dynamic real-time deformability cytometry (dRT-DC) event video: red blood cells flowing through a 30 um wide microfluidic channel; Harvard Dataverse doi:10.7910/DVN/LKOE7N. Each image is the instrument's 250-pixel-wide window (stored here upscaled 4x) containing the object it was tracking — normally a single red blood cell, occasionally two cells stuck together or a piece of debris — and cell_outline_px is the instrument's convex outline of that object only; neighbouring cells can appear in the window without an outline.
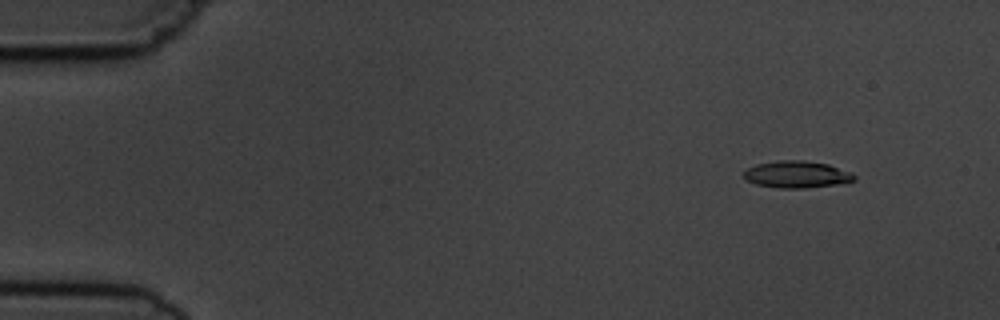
{"species": "common noctule bat (a hibernating species)", "species_latin": "Nyctalus noctula", "temperature_condition": "cold", "stored_images_in_passage": 5, "camera_frame_rate_fps": 3000, "um_per_image_px": 0.085, "animal": {"sex": "male", "body_mass_g": 19.5, "forearm_length_mm": 54.6}, "frame": {"image": 1, "passage_image": 2, "time_ms": 1.333, "image_size_px": [1000, 320], "cell_outline_px": [[856, 180], [848, 184], [804, 188], [780, 188], [756, 184], [748, 180], [744, 176], [744, 172], [748, 168], [756, 164], [780, 160], [804, 160], [828, 164], [852, 172], [856, 176]], "centroid_in_image_um": [67.82, 14.83], "position_along_channel_um": 17.2, "area_um2": 17.57}}